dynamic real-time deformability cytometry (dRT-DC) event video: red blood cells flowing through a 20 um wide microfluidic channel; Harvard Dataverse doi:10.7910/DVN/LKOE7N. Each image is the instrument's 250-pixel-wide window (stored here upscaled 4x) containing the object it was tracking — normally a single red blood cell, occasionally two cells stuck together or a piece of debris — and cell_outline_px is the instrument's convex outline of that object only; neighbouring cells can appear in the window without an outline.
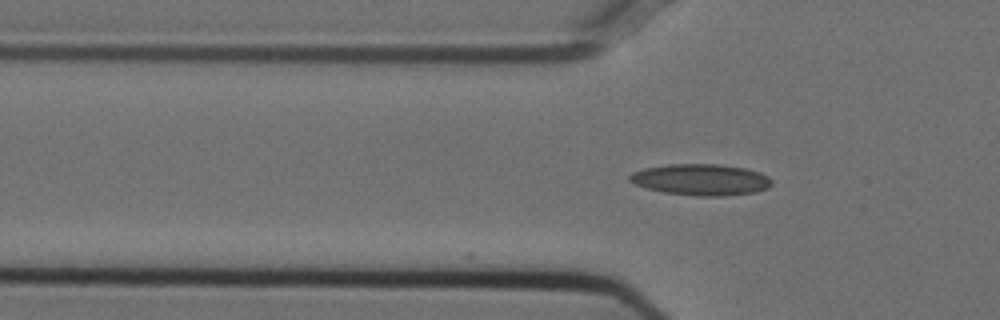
{"species": "Egyptian fruit bat (a non-hibernating species)", "species_latin": "Rousettus aegyptiacus", "temperature_condition": "cold", "stored_images_in_passage": 2, "camera_frame_rate_fps": 3000, "um_per_image_px": 0.085, "animal": {"sex": "female"}, "frame": {"image": 1, "passage_image": 2, "time_ms": 0.333, "image_size_px": [1000, 320], "cell_outline_px": [[772, 184], [768, 188], [756, 192], [724, 196], [696, 196], [664, 192], [644, 188], [632, 184], [628, 180], [628, 176], [632, 172], [644, 168], [668, 164], [720, 164], [744, 168], [760, 172], [768, 176], [772, 180]], "centroid_in_image_um": [59.55, 15.27], "position_along_channel_um": 66.2, "area_um2": 26.24}}